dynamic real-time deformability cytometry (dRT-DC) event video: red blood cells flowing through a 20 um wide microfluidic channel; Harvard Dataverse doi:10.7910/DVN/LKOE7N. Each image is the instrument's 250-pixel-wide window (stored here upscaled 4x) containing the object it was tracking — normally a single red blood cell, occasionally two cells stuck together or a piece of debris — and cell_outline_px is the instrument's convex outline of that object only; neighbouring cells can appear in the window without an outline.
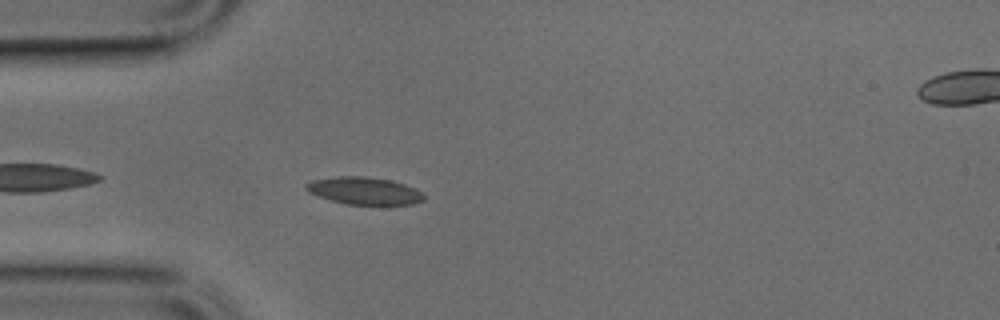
{"species": "common noctule bat (a hibernating species)", "species_latin": "Nyctalus noctula", "temperature_condition": "cold", "stored_images_in_passage": 39, "camera_frame_rate_fps": 3000, "um_per_image_px": 0.085, "animal": {"sex": "male", "body_mass_g": 17.9, "forearm_length_mm": 54.2}, "frame": {"image": 1, "passage_image": 3, "time_ms": 0.667, "image_size_px": [1000, 320], "cell_outline_px": [[424, 200], [412, 204], [344, 204], [308, 192], [304, 188], [304, 184], [312, 180], [336, 176], [368, 176], [392, 180], [416, 188], [424, 196]], "centroid_in_image_um": [30.94, 16.2], "position_along_channel_um": 54.1, "area_um2": 18.79}}
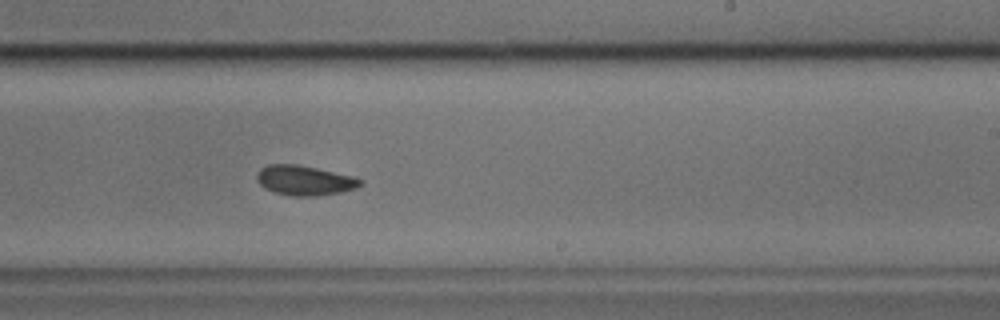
{"frame": {"image": 2, "passage_image": 19, "time_ms": 6.0, "image_size_px": [1000, 320], "cell_outline_px": [[364, 184], [356, 188], [340, 192], [312, 196], [292, 196], [276, 192], [264, 188], [256, 180], [256, 172], [260, 168], [268, 164], [296, 164], [316, 168], [352, 176], [364, 180]], "centroid_in_image_um": [25.87, 15.32], "position_along_channel_um": 263.1, "area_um2": 17.98}}
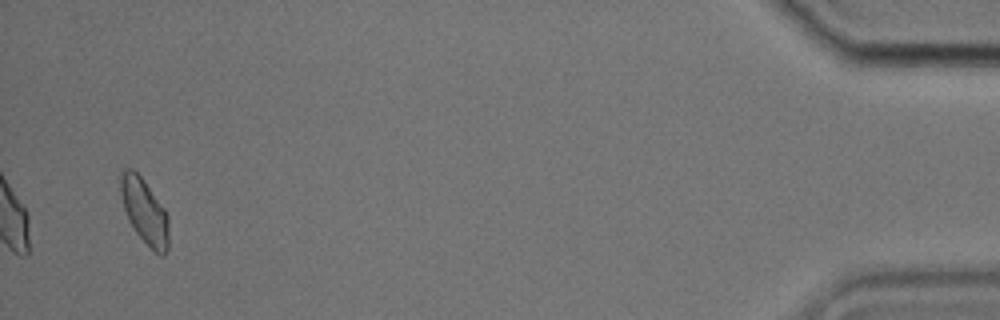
{"frame": {"image": 3, "passage_image": 37, "time_ms": 12.0, "image_size_px": [1000, 320], "cell_outline_px": [[168, 248], [164, 256], [160, 256], [136, 232], [128, 220], [120, 196], [120, 176], [128, 168], [132, 168], [140, 176], [164, 208], [168, 216]], "centroid_in_image_um": [12.28, 17.97], "position_along_channel_um": 422.9, "area_um2": 17.92}}